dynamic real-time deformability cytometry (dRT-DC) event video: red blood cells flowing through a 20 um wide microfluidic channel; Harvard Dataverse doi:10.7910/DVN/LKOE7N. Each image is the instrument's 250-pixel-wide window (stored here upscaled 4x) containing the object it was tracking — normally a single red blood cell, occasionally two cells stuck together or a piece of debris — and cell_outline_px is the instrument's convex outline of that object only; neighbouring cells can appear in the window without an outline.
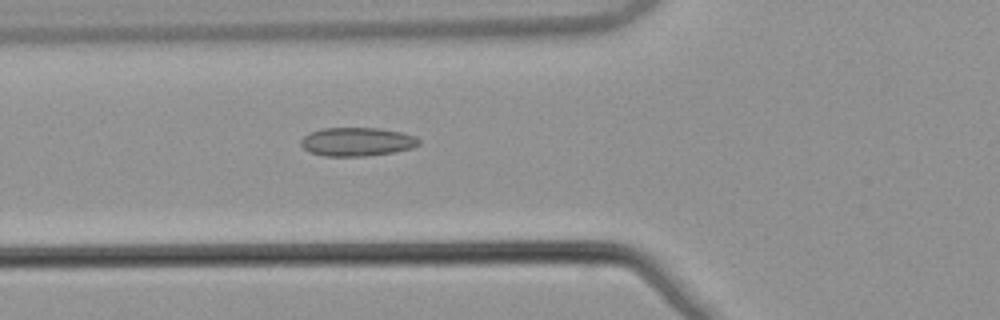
{"species": "common noctule bat (a hibernating species)", "species_latin": "Nyctalus noctula", "temperature_condition": "warm", "stored_images_in_passage": 53, "camera_frame_rate_fps": 3000, "um_per_image_px": 0.085, "animal": {"sex": "male", "body_mass_g": 21.5, "forearm_length_mm": 52.0}, "frame": {"image": 1, "passage_image": 20, "time_ms": 6.333, "image_size_px": [1000, 320], "cell_outline_px": [[420, 144], [412, 148], [392, 152], [364, 156], [324, 156], [312, 152], [304, 148], [300, 144], [300, 140], [304, 136], [320, 128], [380, 128], [400, 132], [416, 136], [420, 140]], "centroid_in_image_um": [30.35, 12.04], "position_along_channel_um": 95.4, "area_um2": 19.59}}
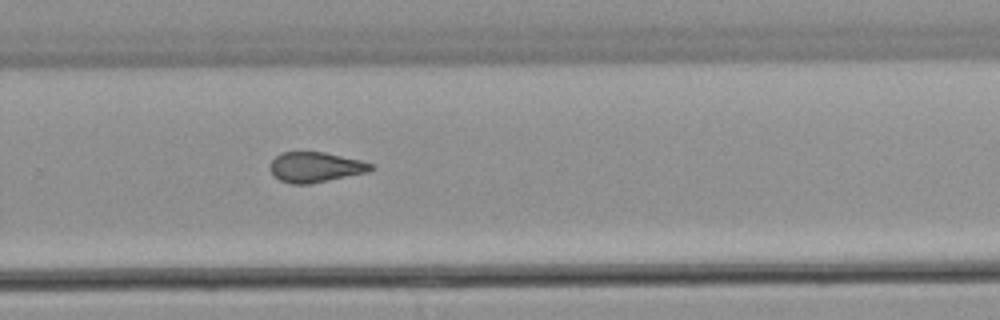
{"frame": {"image": 2, "passage_image": 36, "time_ms": 11.667, "image_size_px": [1000, 320], "cell_outline_px": [[372, 168], [368, 172], [308, 184], [292, 184], [280, 180], [268, 168], [268, 164], [280, 152], [324, 152], [360, 160], [372, 164]], "centroid_in_image_um": [26.76, 14.2], "position_along_channel_um": 303.0, "area_um2": 17.57}}
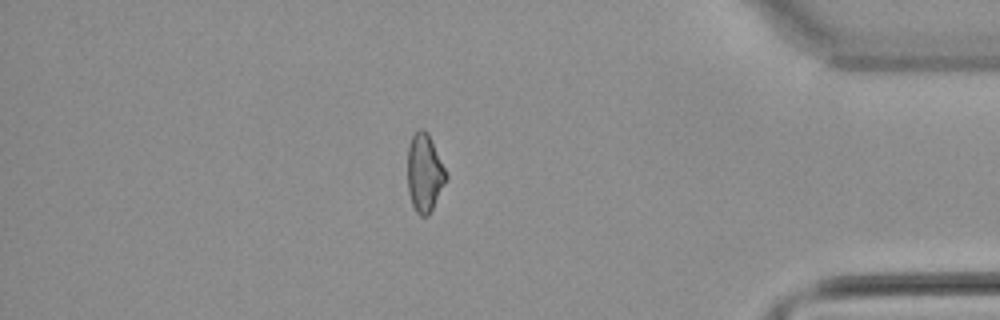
{"frame": {"image": 3, "passage_image": 46, "time_ms": 15.0, "image_size_px": [1000, 320], "cell_outline_px": [[448, 176], [428, 216], [420, 216], [416, 212], [412, 204], [408, 192], [408, 148], [412, 136], [416, 128], [424, 128], [428, 132], [448, 172]], "centroid_in_image_um": [36.09, 14.64], "position_along_channel_um": 399.1, "area_um2": 17.69}, "authors_computed_cell_mechanics": {"area_um2": 18.7272, "velocity_mm_per_s": 3.8892, "shape_relaxation_time_tau1_ms": null, "shape_relaxation_time_tau2_ms": 2.9647, "deformation_change_tau1": null, "deformation_change_tau2": 0.0906}}